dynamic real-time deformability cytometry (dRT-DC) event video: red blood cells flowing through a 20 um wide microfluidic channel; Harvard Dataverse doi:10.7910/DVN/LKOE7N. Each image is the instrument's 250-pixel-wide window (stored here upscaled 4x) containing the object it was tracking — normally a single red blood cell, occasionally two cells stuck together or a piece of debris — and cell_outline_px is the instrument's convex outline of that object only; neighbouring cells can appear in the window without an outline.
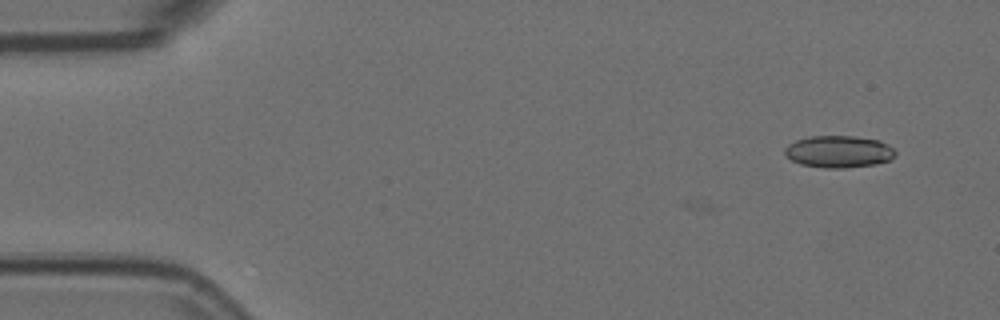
{"species": "Egyptian fruit bat (a non-hibernating species)", "species_latin": "Rousettus aegyptiacus", "temperature_condition": "room temperature", "stored_images_in_passage": 3, "camera_frame_rate_fps": 3000, "um_per_image_px": 0.085, "animal": {"sex": "female"}, "frame": {"image": 1, "passage_image": 1, "time_ms": 0.0, "image_size_px": [1000, 320], "cell_outline_px": [[896, 156], [888, 160], [876, 164], [844, 168], [828, 168], [800, 164], [792, 160], [784, 152], [784, 148], [788, 144], [796, 140], [812, 136], [852, 136], [880, 140], [888, 144], [896, 152]], "centroid_in_image_um": [71.31, 12.88], "position_along_channel_um": 13.7, "area_um2": 20.58}}